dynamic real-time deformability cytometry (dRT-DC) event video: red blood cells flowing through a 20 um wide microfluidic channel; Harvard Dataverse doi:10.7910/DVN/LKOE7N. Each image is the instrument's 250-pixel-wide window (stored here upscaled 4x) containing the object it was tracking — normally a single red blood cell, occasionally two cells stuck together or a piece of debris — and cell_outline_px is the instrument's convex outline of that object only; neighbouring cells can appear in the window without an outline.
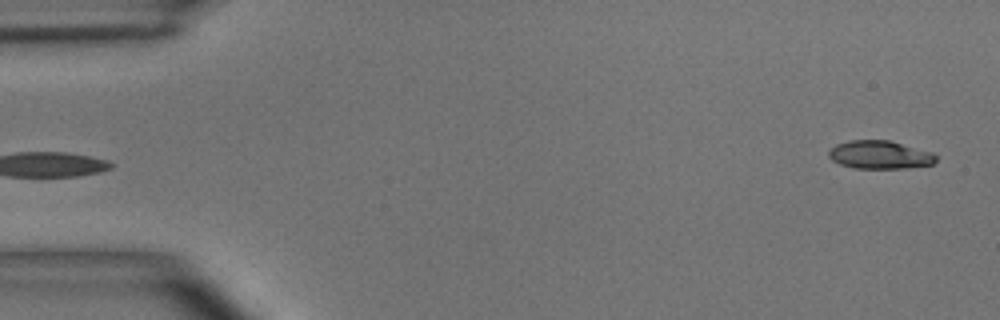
{"species": "common noctule bat (a hibernating species)", "species_latin": "Nyctalus noctula", "temperature_condition": "room temperature", "stored_images_in_passage": 4, "camera_frame_rate_fps": 3000, "um_per_image_px": 0.085, "animal": {"sex": "male", "body_mass_g": 15.6}, "frame": {"image": 1, "passage_image": 4, "time_ms": 3.667, "image_size_px": [1000, 320], "cell_outline_px": [[936, 160], [932, 164], [904, 168], [856, 168], [840, 164], [832, 160], [828, 156], [828, 152], [836, 144], [848, 140], [888, 140], [932, 152], [936, 156]], "centroid_in_image_um": [74.76, 13.15], "position_along_channel_um": 10.2, "area_um2": 17.46}}